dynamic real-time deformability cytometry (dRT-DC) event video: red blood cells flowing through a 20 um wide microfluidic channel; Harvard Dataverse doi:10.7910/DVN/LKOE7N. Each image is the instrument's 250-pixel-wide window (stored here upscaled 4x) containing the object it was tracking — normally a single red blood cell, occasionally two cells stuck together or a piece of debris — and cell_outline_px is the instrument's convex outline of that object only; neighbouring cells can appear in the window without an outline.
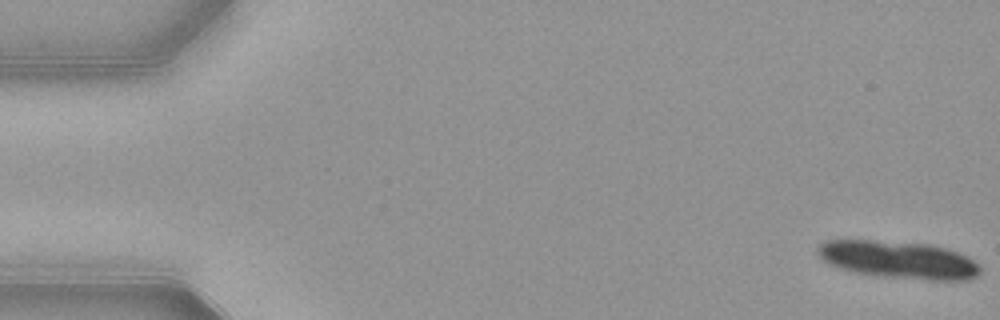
{"species": "common noctule bat (a hibernating species)", "species_latin": "Nyctalus noctula", "temperature_condition": "warm", "stored_images_in_passage": 14, "camera_frame_rate_fps": 3000, "um_per_image_px": 0.085, "animal": {"sex": "female", "body_mass_g": 21.9}, "frame": {"image": 1, "passage_image": 1, "time_ms": 0.0, "image_size_px": [1000, 320], "cell_outline_px": [[980, 272], [972, 280], [928, 280], [876, 276], [852, 272], [828, 264], [816, 252], [816, 248], [824, 240], [872, 240], [932, 244], [948, 248], [968, 256], [980, 268]], "centroid_in_image_um": [76.37, 22.08], "position_along_channel_um": 8.6, "area_um2": 35.95}}